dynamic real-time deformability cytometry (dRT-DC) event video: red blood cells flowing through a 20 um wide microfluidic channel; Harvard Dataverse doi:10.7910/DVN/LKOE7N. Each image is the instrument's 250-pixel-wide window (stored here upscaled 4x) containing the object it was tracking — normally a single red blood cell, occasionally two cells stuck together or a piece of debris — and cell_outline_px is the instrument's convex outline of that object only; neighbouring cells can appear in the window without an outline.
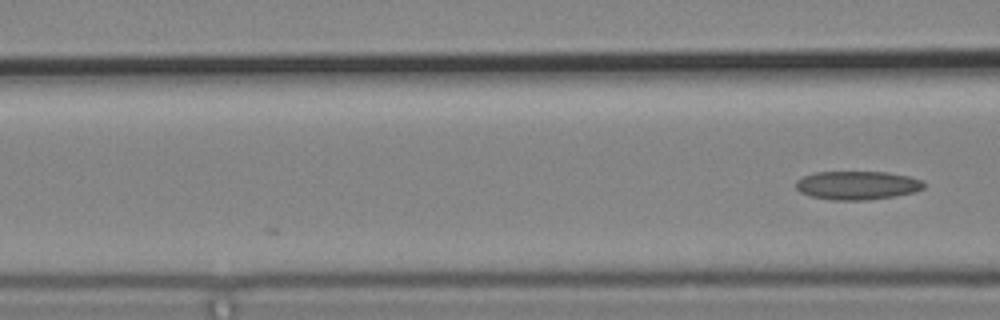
{"species": "common noctule bat (a hibernating species)", "species_latin": "Nyctalus noctula", "temperature_condition": "cold", "stored_images_in_passage": 4, "camera_frame_rate_fps": 3000, "um_per_image_px": 0.085, "animal": {"sex": "male", "body_mass_g": 19.2, "forearm_length_mm": 51.8}, "frame": {"image": 1, "passage_image": 4, "time_ms": 1.0, "image_size_px": [1000, 320], "cell_outline_px": [[924, 188], [916, 192], [896, 196], [868, 200], [836, 200], [812, 196], [800, 192], [796, 188], [796, 180], [804, 176], [816, 172], [888, 172], [908, 176], [920, 180], [924, 184]], "centroid_in_image_um": [72.88, 15.75], "position_along_channel_um": 93.7, "area_um2": 21.27}}